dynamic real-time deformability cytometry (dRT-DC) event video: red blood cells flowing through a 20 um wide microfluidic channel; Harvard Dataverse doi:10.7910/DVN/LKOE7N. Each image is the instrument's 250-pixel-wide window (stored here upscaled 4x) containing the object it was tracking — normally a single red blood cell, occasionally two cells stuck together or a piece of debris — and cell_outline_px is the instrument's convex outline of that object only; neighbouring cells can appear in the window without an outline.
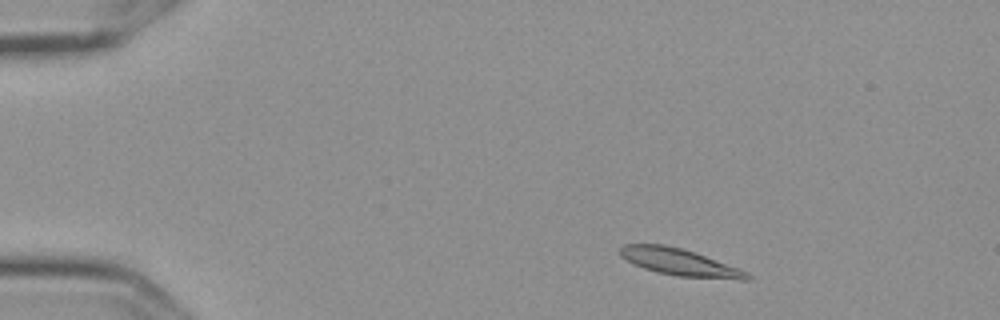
{"species": "Egyptian fruit bat (a non-hibernating species)", "species_latin": "Rousettus aegyptiacus", "temperature_condition": "cold", "stored_images_in_passage": 5, "camera_frame_rate_fps": 3000, "um_per_image_px": 0.085, "frame": {"image": 1, "passage_image": 2, "time_ms": 0.333, "image_size_px": [1000, 320], "cell_outline_px": [[752, 276], [748, 280], [740, 280], [676, 276], [656, 272], [644, 268], [620, 256], [620, 248], [624, 244], [664, 244], [696, 252], [748, 272]], "centroid_in_image_um": [57.8, 22.29], "position_along_channel_um": 27.2, "area_um2": 19.88}}
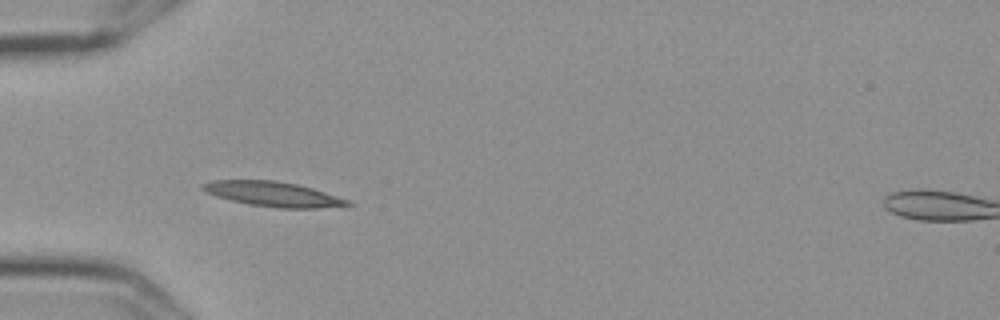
{"frame": {"image": 2, "passage_image": 4, "time_ms": 1.0, "image_size_px": [1000, 320], "cell_outline_px": [[356, 204], [344, 208], [280, 208], [248, 204], [216, 196], [200, 188], [200, 184], [212, 180], [276, 180], [296, 184], [312, 188], [352, 200]], "centroid_in_image_um": [23.35, 16.51], "position_along_channel_um": 61.7, "area_um2": 21.39}}
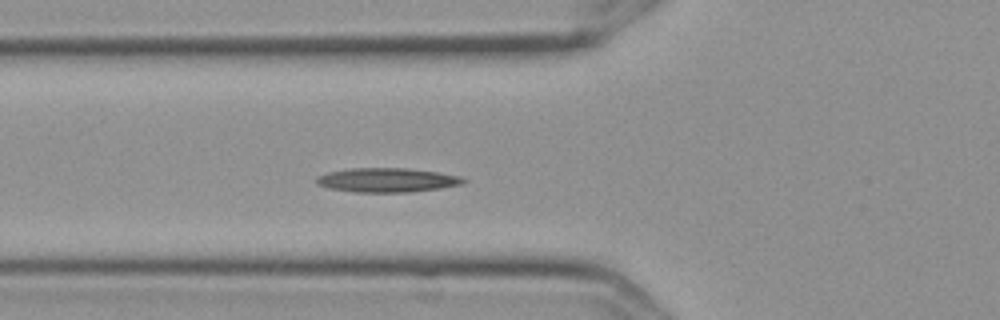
{"frame": {"image": 3, "passage_image": 5, "time_ms": 1.333, "image_size_px": [1000, 320], "cell_outline_px": [[468, 180], [464, 184], [440, 188], [408, 192], [356, 192], [328, 188], [316, 184], [316, 176], [328, 172], [348, 168], [408, 168], [436, 172], [460, 176]], "centroid_in_image_um": [32.89, 15.3], "position_along_channel_um": 92.9, "area_um2": 20.81}}